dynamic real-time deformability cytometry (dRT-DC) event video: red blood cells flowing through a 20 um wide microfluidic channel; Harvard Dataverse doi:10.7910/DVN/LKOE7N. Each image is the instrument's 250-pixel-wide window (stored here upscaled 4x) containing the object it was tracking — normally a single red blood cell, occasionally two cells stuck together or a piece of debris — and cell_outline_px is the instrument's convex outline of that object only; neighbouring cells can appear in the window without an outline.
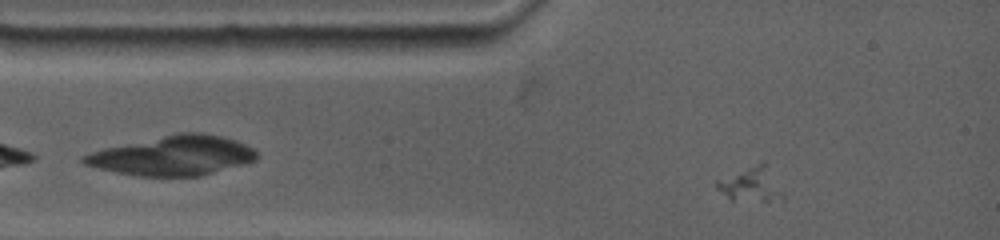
{"species": "common noctule bat (a hibernating species)", "species_latin": "Nyctalus noctula", "temperature_condition": "warm", "stored_images_in_passage": 37, "camera_frame_rate_fps": 4500, "um_per_image_px": 0.085, "animal": {"sex": "female", "body_mass_g": 19.0, "forearm_length_mm": 53.3}, "frame": {"image": 1, "passage_image": 1, "time_ms": 0.0, "image_size_px": [1000, 240], "cell_outline_px": [[784, 200], [732, 200], [716, 188], [716, 180], [764, 160], [784, 192]], "centroid_in_image_um": [63.87, 15.67], "position_along_channel_um": 21.1, "area_um2": 13.18}}